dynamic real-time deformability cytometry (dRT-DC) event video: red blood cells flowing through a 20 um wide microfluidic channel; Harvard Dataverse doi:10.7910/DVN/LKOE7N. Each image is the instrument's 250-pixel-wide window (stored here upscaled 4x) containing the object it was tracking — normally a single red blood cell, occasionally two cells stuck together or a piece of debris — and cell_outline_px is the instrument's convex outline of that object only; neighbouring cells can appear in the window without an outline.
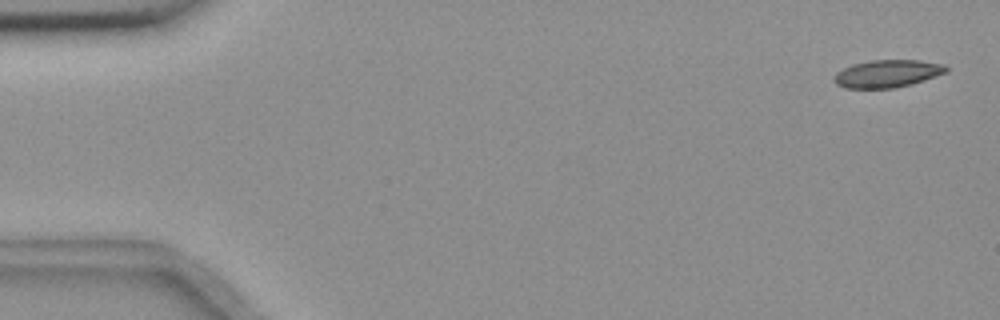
{"species": "common noctule bat (a hibernating species)", "species_latin": "Nyctalus noctula", "temperature_condition": "room temperature", "stored_images_in_passage": 55, "camera_frame_rate_fps": 3000, "um_per_image_px": 0.085, "animal": {"sex": "female", "body_mass_g": 18.4}, "frame": {"image": 1, "passage_image": 2, "time_ms": 0.333, "image_size_px": [1000, 320], "cell_outline_px": [[948, 72], [912, 84], [896, 88], [844, 88], [836, 84], [832, 80], [832, 76], [836, 72], [852, 64], [868, 60], [920, 60], [944, 64], [948, 68]], "centroid_in_image_um": [75.4, 6.26], "position_along_channel_um": 9.6, "area_um2": 18.26}}
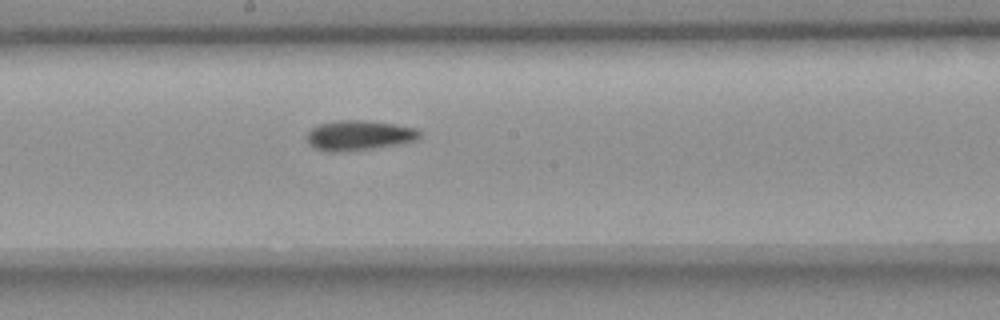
{"frame": {"image": 2, "passage_image": 30, "time_ms": 9.667, "image_size_px": [1000, 320], "cell_outline_px": [[420, 136], [416, 140], [400, 144], [372, 148], [336, 152], [332, 152], [316, 148], [308, 144], [308, 132], [316, 124], [332, 120], [372, 120], [396, 124], [416, 128], [420, 132]], "centroid_in_image_um": [30.52, 11.48], "position_along_channel_um": 217.7, "area_um2": 19.83}}
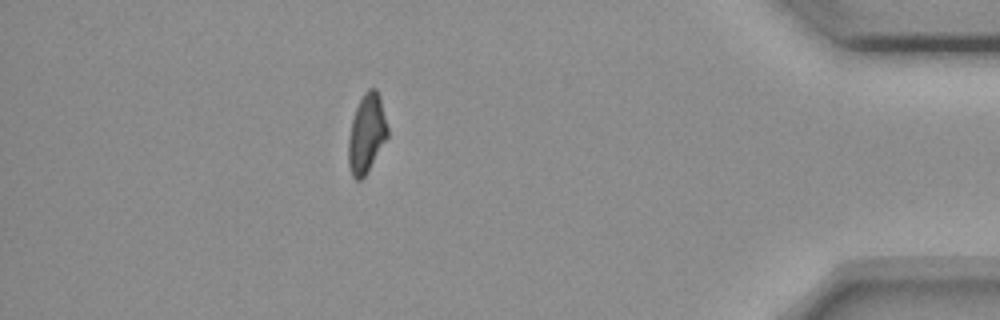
{"frame": {"image": 3, "passage_image": 49, "time_ms": 16.0, "image_size_px": [1000, 320], "cell_outline_px": [[388, 136], [364, 176], [360, 180], [356, 180], [352, 176], [348, 164], [348, 136], [352, 120], [356, 108], [364, 92], [368, 88], [376, 88], [380, 96], [388, 128]], "centroid_in_image_um": [31.15, 11.33], "position_along_channel_um": 404.1, "area_um2": 17.86}, "authors_computed_cell_mechanics": {"area_um2": 18.6694, "velocity_mm_per_s": 3.6561, "shape_relaxation_time_tau1_ms": null, "shape_relaxation_time_tau2_ms": 7.1829, "deformation_change_tau1": null, "deformation_change_tau2": 0.1495}}